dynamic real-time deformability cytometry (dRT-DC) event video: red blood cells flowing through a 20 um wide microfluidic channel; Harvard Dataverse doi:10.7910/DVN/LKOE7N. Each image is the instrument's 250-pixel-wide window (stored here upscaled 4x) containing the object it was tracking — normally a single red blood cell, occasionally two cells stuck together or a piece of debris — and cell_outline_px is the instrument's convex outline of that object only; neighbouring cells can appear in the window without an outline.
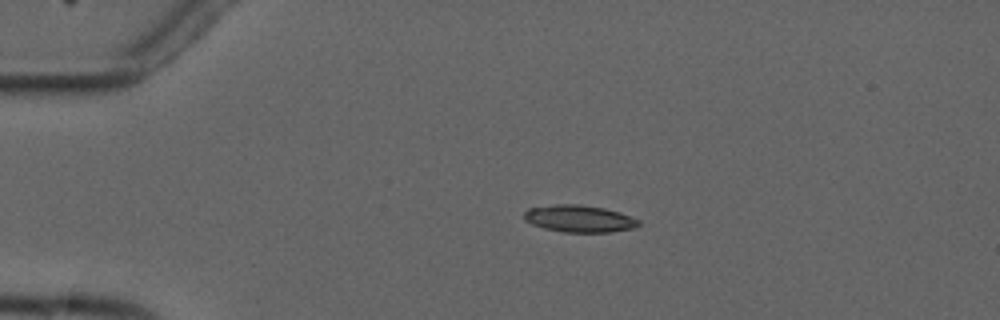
{"species": "common noctule bat (a hibernating species)", "species_latin": "Nyctalus noctula", "temperature_condition": "cold", "stored_images_in_passage": 4, "camera_frame_rate_fps": 3000, "um_per_image_px": 0.085, "animal": {"sex": "male", "forearm_length_mm": 52.5}, "frame": {"image": 1, "passage_image": 3, "time_ms": 2.333, "image_size_px": [1000, 320], "cell_outline_px": [[640, 224], [636, 228], [612, 232], [564, 232], [544, 228], [532, 224], [524, 220], [524, 212], [528, 208], [556, 204], [580, 204], [604, 208], [620, 212], [640, 220]], "centroid_in_image_um": [49.26, 18.58], "position_along_channel_um": 35.7, "area_um2": 18.21}}